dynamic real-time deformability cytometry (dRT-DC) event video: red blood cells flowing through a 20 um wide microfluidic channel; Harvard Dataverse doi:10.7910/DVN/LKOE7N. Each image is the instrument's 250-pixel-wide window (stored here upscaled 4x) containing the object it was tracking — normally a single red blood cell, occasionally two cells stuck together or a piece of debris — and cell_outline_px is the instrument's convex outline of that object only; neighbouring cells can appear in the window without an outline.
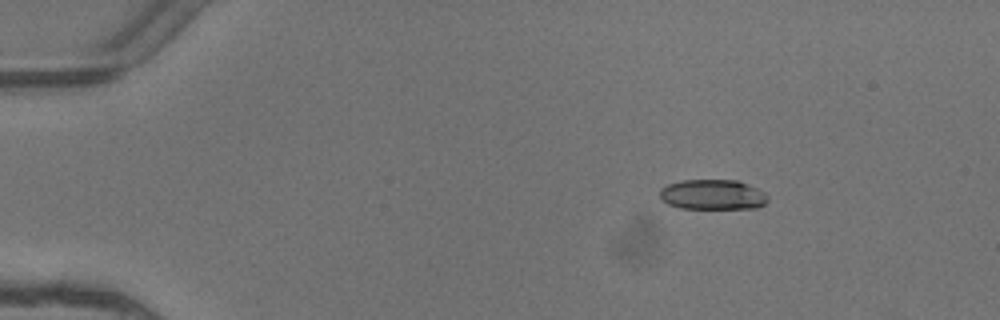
{"species": "common noctule bat (a hibernating species)", "species_latin": "Nyctalus noctula", "temperature_condition": "warm", "stored_images_in_passage": 5, "camera_frame_rate_fps": 3000, "um_per_image_px": 0.085, "animal": {"sex": "female"}, "frame": {"image": 1, "passage_image": 3, "time_ms": 0.667, "image_size_px": [1000, 320], "cell_outline_px": [[768, 200], [764, 204], [756, 208], [680, 208], [668, 204], [660, 200], [660, 188], [668, 184], [680, 180], [740, 180], [764, 192], [768, 196]], "centroid_in_image_um": [60.56, 16.53], "position_along_channel_um": 24.4, "area_um2": 19.07}}